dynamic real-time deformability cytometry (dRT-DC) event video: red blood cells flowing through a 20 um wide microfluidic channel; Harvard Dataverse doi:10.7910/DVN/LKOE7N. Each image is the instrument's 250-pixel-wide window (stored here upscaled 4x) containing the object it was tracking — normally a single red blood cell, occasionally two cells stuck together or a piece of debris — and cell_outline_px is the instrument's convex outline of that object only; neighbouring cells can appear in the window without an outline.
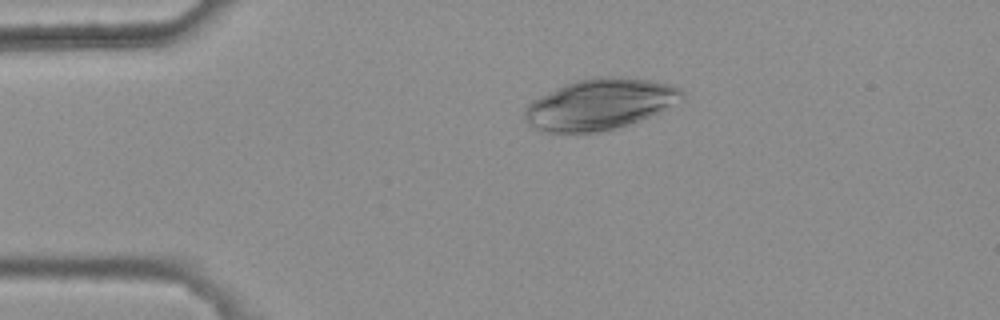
{"species": "common noctule bat (a hibernating species)", "species_latin": "Nyctalus noctula", "temperature_condition": "warm", "stored_images_in_passage": 7, "camera_frame_rate_fps": 3000, "um_per_image_px": 0.085, "animal": {"sex": "female", "body_mass_g": 25.1}, "frame": {"image": 1, "passage_image": 3, "time_ms": 0.667, "image_size_px": [1000, 320], "cell_outline_px": [[684, 96], [664, 108], [648, 116], [612, 128], [596, 132], [544, 132], [528, 124], [524, 120], [524, 108], [532, 100], [564, 84], [576, 80], [592, 76], [620, 76], [648, 80], [672, 84], [680, 88], [684, 92]], "centroid_in_image_um": [50.91, 8.83], "position_along_channel_um": 34.1, "area_um2": 46.01}}
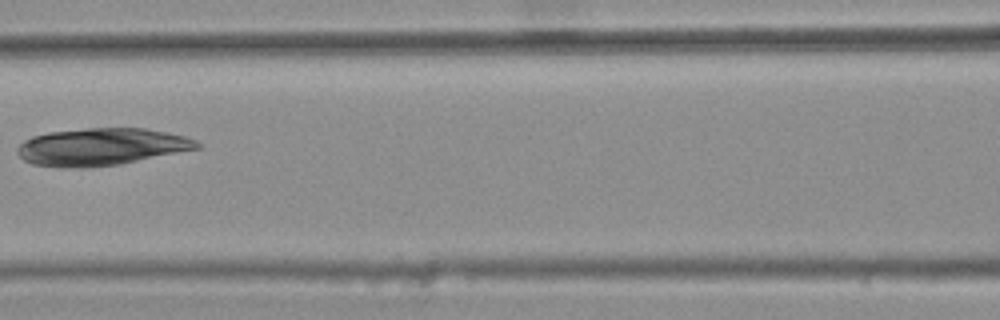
{"frame": {"image": 2, "passage_image": 6, "time_ms": 1.667, "image_size_px": [1000, 320], "cell_outline_px": [[200, 148], [120, 164], [84, 168], [64, 168], [32, 164], [24, 160], [16, 152], [16, 148], [24, 140], [32, 136], [48, 132], [88, 128], [144, 128], [168, 132], [184, 136], [196, 140], [200, 144]], "centroid_in_image_um": [8.59, 12.48], "position_along_channel_um": 158.0, "area_um2": 39.13}}
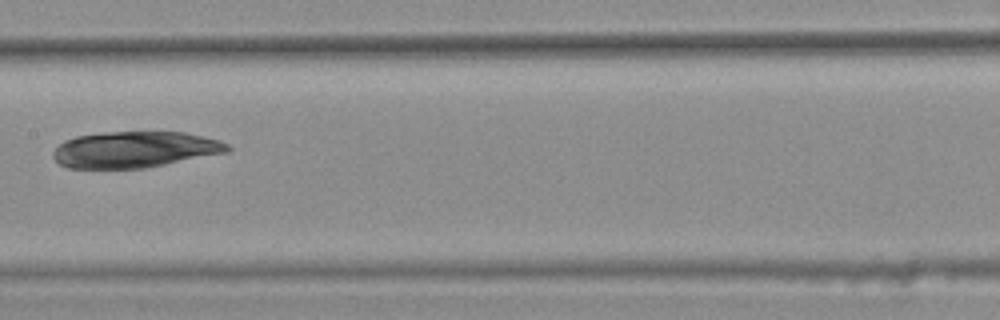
{"frame": {"image": 3, "passage_image": 7, "time_ms": 2.0, "image_size_px": [1000, 320], "cell_outline_px": [[232, 148], [228, 152], [144, 168], [68, 168], [60, 164], [52, 156], [52, 152], [64, 140], [76, 136], [104, 132], [184, 132], [220, 140], [228, 144]], "centroid_in_image_um": [11.45, 12.71], "position_along_channel_um": 195.9, "area_um2": 36.7}}